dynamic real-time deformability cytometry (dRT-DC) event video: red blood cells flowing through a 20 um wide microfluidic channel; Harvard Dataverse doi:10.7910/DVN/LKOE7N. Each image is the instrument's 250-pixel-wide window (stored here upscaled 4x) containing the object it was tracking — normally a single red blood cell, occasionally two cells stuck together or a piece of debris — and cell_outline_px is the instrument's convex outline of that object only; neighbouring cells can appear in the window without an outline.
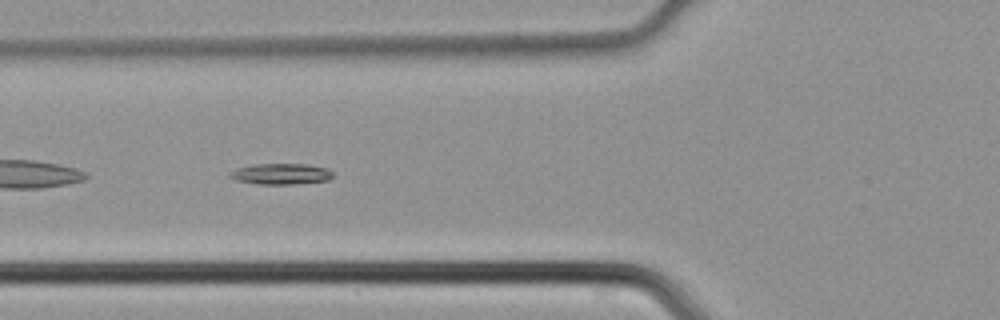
{"species": "common noctule bat (a hibernating species)", "species_latin": "Nyctalus noctula", "temperature_condition": "cold", "stored_images_in_passage": 36, "camera_frame_rate_fps": 3000, "um_per_image_px": 0.085, "animal": {"sex": "male", "body_mass_g": 21.5, "forearm_length_mm": 52.0}, "frame": {"image": 1, "passage_image": 7, "time_ms": 2.0, "image_size_px": [1000, 320], "cell_outline_px": [[332, 176], [328, 180], [292, 184], [256, 184], [236, 180], [228, 176], [236, 168], [252, 164], [304, 164], [328, 168], [332, 172]], "centroid_in_image_um": [23.86, 14.78], "position_along_channel_um": 101.9, "area_um2": 12.48}}
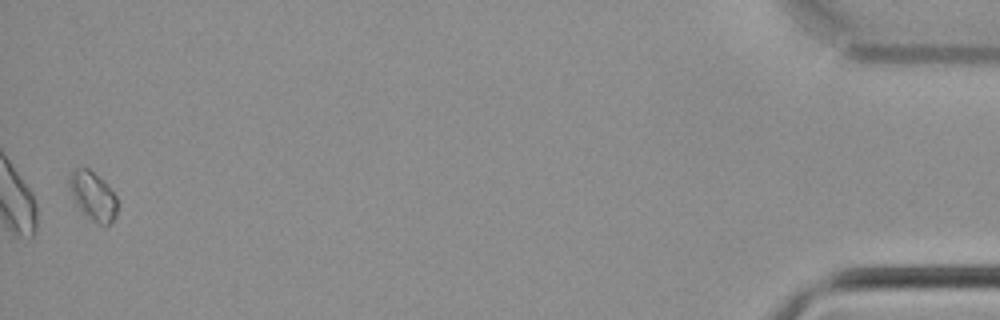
{"frame": {"image": 2, "passage_image": 35, "time_ms": 11.333, "image_size_px": [1000, 320], "cell_outline_px": [[116, 216], [104, 228], [84, 212], [76, 204], [72, 196], [68, 184], [68, 180], [72, 172], [76, 168], [88, 168], [116, 196]], "centroid_in_image_um": [7.88, 16.67], "position_along_channel_um": 427.3, "area_um2": 12.95}}